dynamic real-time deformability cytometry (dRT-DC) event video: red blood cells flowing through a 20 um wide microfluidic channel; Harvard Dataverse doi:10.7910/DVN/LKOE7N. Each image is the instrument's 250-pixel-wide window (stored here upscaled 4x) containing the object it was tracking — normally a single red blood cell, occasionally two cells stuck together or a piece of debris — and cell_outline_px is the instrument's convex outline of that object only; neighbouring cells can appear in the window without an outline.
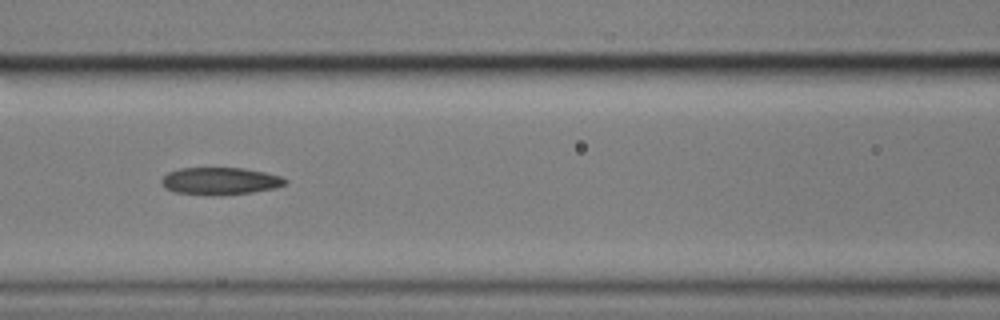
{"species": "common noctule bat (a hibernating species)", "species_latin": "Nyctalus noctula", "temperature_condition": "cold", "stored_images_in_passage": 16, "camera_frame_rate_fps": 3000, "um_per_image_px": 0.085, "animal": {"sex": "male", "body_mass_g": 17.9}, "frame": {"image": 1, "passage_image": 10, "time_ms": 3.0, "image_size_px": [1000, 320], "cell_outline_px": [[288, 184], [276, 188], [252, 192], [220, 196], [204, 196], [176, 192], [164, 188], [160, 180], [168, 172], [180, 168], [244, 168], [264, 172], [280, 176], [288, 180]], "centroid_in_image_um": [18.71, 15.4], "position_along_channel_um": 147.9, "area_um2": 20.06}}